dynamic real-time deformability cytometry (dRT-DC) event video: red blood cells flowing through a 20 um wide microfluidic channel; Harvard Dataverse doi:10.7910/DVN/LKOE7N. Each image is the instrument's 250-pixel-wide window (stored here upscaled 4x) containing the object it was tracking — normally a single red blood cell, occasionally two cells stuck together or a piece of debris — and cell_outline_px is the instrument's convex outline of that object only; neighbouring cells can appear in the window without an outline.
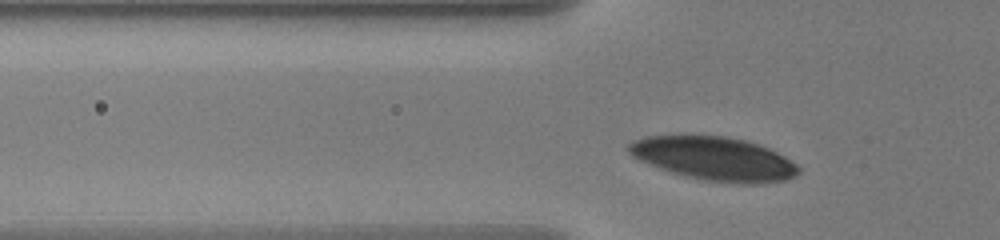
{"species": "human", "species_latin": "Homo sapiens", "temperature_condition": "warm", "stored_images_in_passage": 39, "camera_frame_rate_fps": 3000, "um_per_image_px": 0.085, "donor": {"sex": "male"}, "frame": {"image": 1, "passage_image": 6, "time_ms": 1.667, "image_size_px": [1000, 240], "cell_outline_px": [[800, 172], [796, 176], [784, 180], [752, 184], [740, 184], [704, 180], [684, 176], [648, 164], [632, 156], [628, 152], [628, 144], [632, 140], [648, 136], [724, 136], [744, 140], [760, 144], [784, 156], [796, 164], [800, 168]], "centroid_in_image_um": [60.71, 13.49], "position_along_channel_um": 65.1, "area_um2": 42.95}}
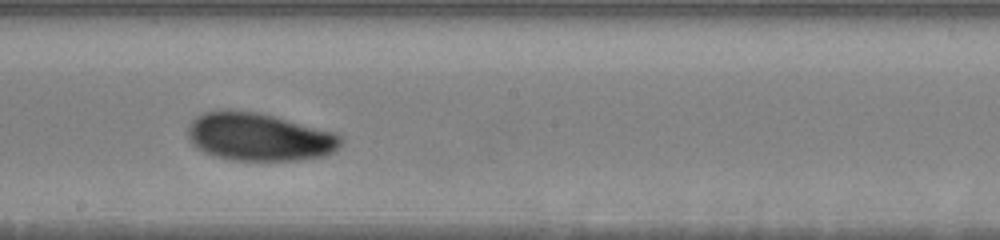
{"frame": {"image": 2, "passage_image": 20, "time_ms": 6.333, "image_size_px": [1000, 240], "cell_outline_px": [[344, 140], [340, 148], [336, 152], [324, 156], [300, 160], [232, 160], [216, 156], [204, 152], [196, 148], [192, 144], [188, 136], [188, 128], [192, 120], [196, 116], [204, 112], [224, 108], [232, 108], [260, 112], [336, 132]], "centroid_in_image_um": [22.04, 11.61], "position_along_channel_um": 226.2, "area_um2": 43.58}}
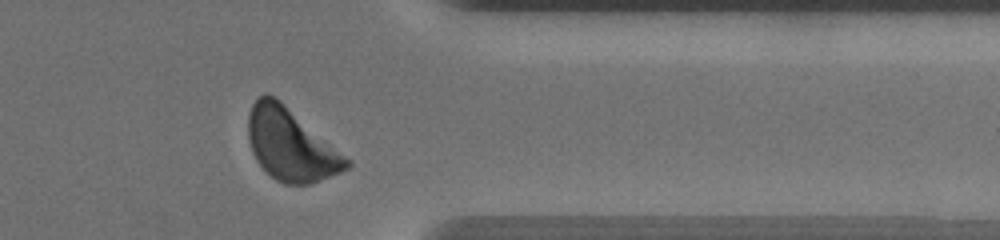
{"frame": {"image": 3, "passage_image": 34, "time_ms": 11.0, "image_size_px": [1000, 240], "cell_outline_px": [[352, 164], [348, 168], [340, 172], [308, 184], [284, 184], [276, 180], [256, 160], [252, 152], [248, 136], [248, 116], [252, 104], [264, 92], [280, 100], [352, 160]], "centroid_in_image_um": [24.73, 12.29], "position_along_channel_um": 386.7, "area_um2": 41.04}, "authors_computed_cell_mechanics": {"area_um2": 41.4426, "velocity_mm_per_s": 3.5534, "shape_relaxation_time_tau1_ms": 2.4232, "shape_relaxation_time_tau2_ms": null, "deformation_change_tau1": 0.0873, "deformation_change_tau2": null}}